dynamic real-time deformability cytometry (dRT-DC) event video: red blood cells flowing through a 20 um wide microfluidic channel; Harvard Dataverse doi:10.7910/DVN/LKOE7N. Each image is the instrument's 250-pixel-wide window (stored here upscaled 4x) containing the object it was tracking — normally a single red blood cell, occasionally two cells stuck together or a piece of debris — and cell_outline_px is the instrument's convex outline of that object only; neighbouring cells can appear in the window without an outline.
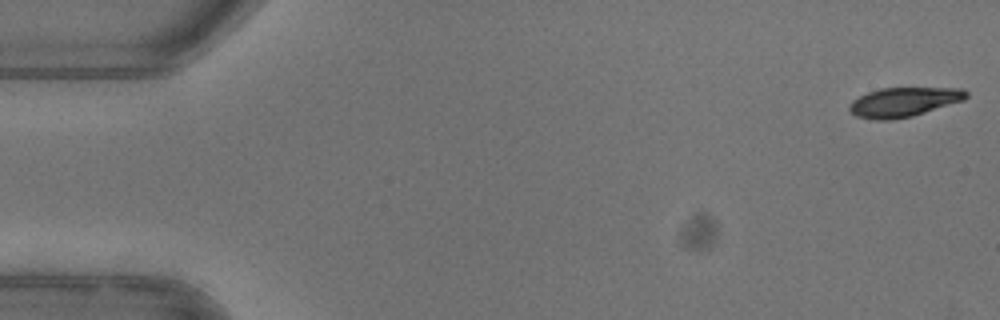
{"species": "common noctule bat (a hibernating species)", "species_latin": "Nyctalus noctula", "temperature_condition": "warm", "stored_images_in_passage": 52, "camera_frame_rate_fps": 3000, "um_per_image_px": 0.085, "animal": {"sex": "female"}, "frame": {"image": 1, "passage_image": 1, "time_ms": 0.0, "image_size_px": [1000, 320], "cell_outline_px": [[968, 96], [964, 100], [912, 116], [892, 120], [876, 120], [856, 116], [848, 108], [848, 104], [852, 100], [868, 92], [880, 88], [964, 88], [968, 92]], "centroid_in_image_um": [76.81, 8.67], "position_along_channel_um": 8.2, "area_um2": 20.0}}
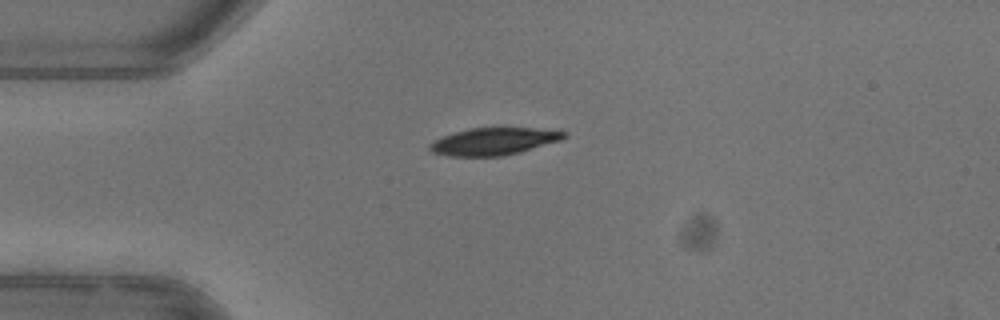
{"frame": {"image": 2, "passage_image": 13, "time_ms": 4.0, "image_size_px": [1000, 320], "cell_outline_px": [[568, 136], [560, 140], [520, 152], [500, 156], [448, 156], [432, 152], [428, 148], [428, 144], [444, 136], [468, 128], [560, 128], [568, 132]], "centroid_in_image_um": [42.06, 12.0], "position_along_channel_um": 42.9, "area_um2": 21.5}}
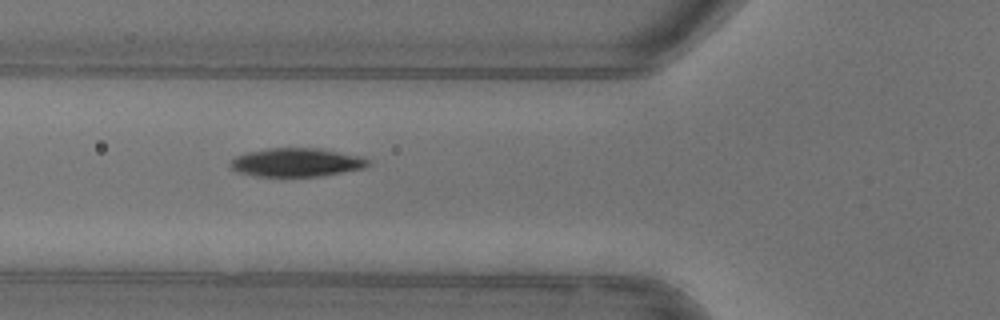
{"frame": {"image": 3, "passage_image": 19, "time_ms": 6.0, "image_size_px": [1000, 320], "cell_outline_px": [[368, 164], [364, 168], [320, 176], [256, 176], [240, 172], [232, 168], [228, 164], [236, 156], [244, 152], [268, 148], [320, 148], [364, 156], [368, 160]], "centroid_in_image_um": [25.2, 13.79], "position_along_channel_um": 100.6, "area_um2": 22.95}, "authors_computed_cell_mechanics": {"area_um2": 22.3108, "velocity_mm_per_s": 3.9506, "shape_relaxation_time_tau1_ms": 2.7775, "shape_relaxation_time_tau2_ms": 4.8326, "deformation_change_tau1": 0.1605, "deformation_change_tau2": 0.0741}}